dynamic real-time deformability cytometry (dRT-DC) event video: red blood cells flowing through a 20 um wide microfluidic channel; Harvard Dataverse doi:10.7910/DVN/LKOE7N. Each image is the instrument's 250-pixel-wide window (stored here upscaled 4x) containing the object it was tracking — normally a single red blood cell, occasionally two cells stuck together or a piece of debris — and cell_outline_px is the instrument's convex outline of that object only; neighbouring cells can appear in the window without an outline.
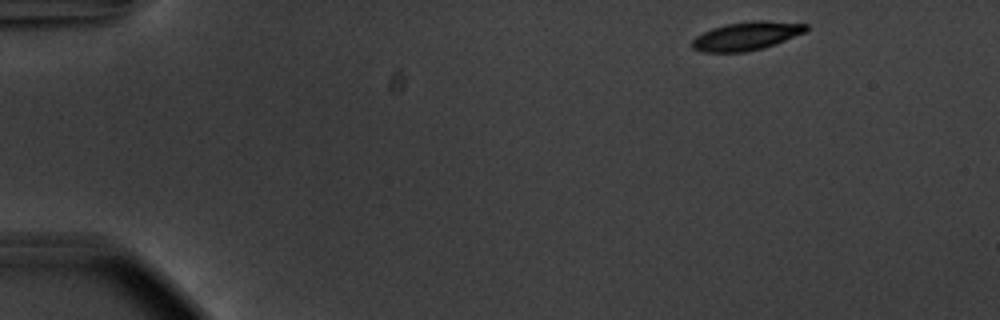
{"species": "common noctule bat (a hibernating species)", "species_latin": "Nyctalus noctula", "temperature_condition": "warm", "stored_images_in_passage": 49, "camera_frame_rate_fps": 3000, "um_per_image_px": 0.085, "animal": {"sex": "male", "body_mass_g": 20.1, "forearm_length_mm": 53.5}, "frame": {"image": 1, "passage_image": 1, "time_ms": 0.0, "image_size_px": [1000, 320], "cell_outline_px": [[808, 28], [804, 32], [784, 40], [760, 48], [744, 52], [700, 52], [692, 48], [692, 40], [696, 36], [712, 28], [724, 24], [752, 20], [764, 20], [808, 24]], "centroid_in_image_um": [63.4, 3.04], "position_along_channel_um": 21.6, "area_um2": 18.67}}
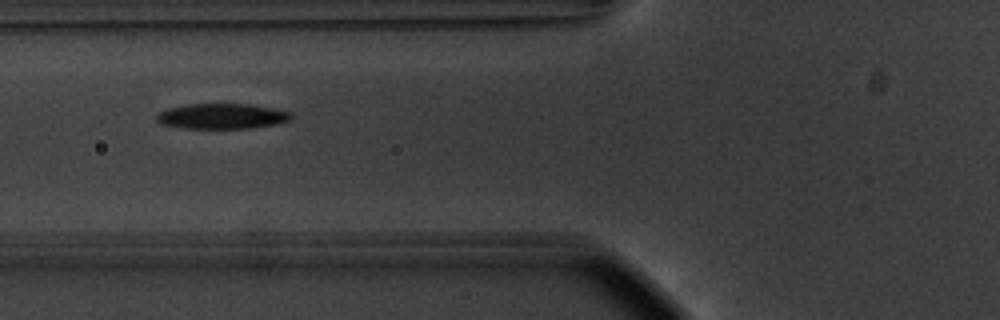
{"frame": {"image": 2, "passage_image": 16, "time_ms": 5.0, "image_size_px": [1000, 320], "cell_outline_px": [[292, 120], [276, 124], [252, 128], [184, 128], [160, 124], [156, 120], [156, 116], [160, 112], [168, 108], [184, 104], [248, 104], [272, 108], [292, 112]], "centroid_in_image_um": [18.87, 9.88], "position_along_channel_um": 106.9, "area_um2": 19.94}}
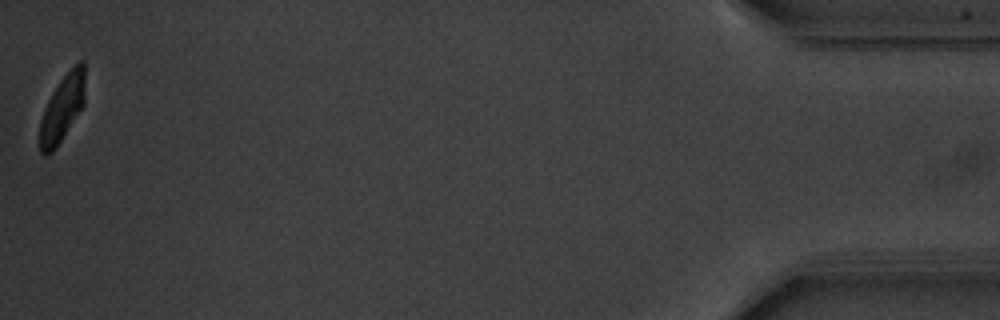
{"frame": {"image": 3, "passage_image": 49, "time_ms": 16.0, "image_size_px": [1000, 320], "cell_outline_px": [[84, 104], [56, 148], [52, 152], [44, 156], [40, 152], [40, 120], [44, 108], [52, 92], [60, 80], [80, 60], [84, 60]], "centroid_in_image_um": [5.28, 9.22], "position_along_channel_um": 429.9, "area_um2": 17.28}, "authors_computed_cell_mechanics": {"area_um2": 19.8832, "velocity_mm_per_s": 3.717, "shape_relaxation_time_tau1_ms": 2.324, "shape_relaxation_time_tau2_ms": 9.9966, "deformation_change_tau1": 0.1539, "deformation_change_tau2": 0.096}}